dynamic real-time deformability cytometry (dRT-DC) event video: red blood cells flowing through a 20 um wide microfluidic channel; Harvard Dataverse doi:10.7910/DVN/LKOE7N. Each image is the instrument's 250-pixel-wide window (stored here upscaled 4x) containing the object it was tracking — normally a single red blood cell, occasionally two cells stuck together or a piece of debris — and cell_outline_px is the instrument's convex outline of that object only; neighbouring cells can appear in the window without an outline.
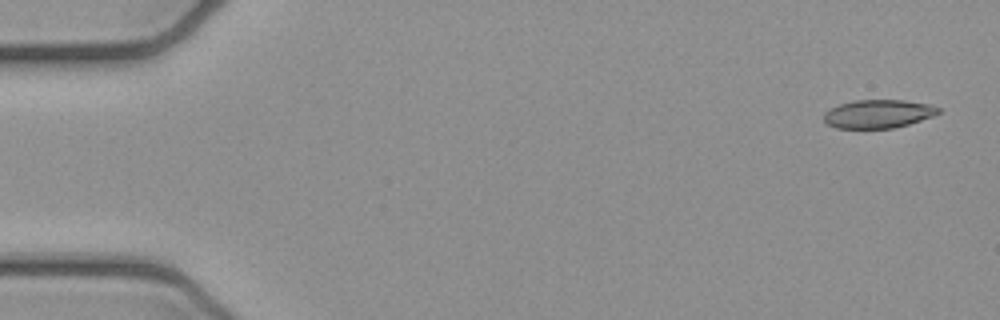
{"species": "common noctule bat (a hibernating species)", "species_latin": "Nyctalus noctula", "temperature_condition": "cold", "stored_images_in_passage": 4, "camera_frame_rate_fps": 3000, "um_per_image_px": 0.085, "animal": {"sex": "female", "body_mass_g": 21.9}, "frame": {"image": 1, "passage_image": 1, "time_ms": 0.0, "image_size_px": [1000, 320], "cell_outline_px": [[940, 112], [932, 116], [908, 124], [892, 128], [836, 128], [828, 124], [824, 120], [824, 112], [828, 108], [852, 100], [904, 100], [928, 104], [940, 108]], "centroid_in_image_um": [74.61, 9.67], "position_along_channel_um": 10.4, "area_um2": 18.9}}
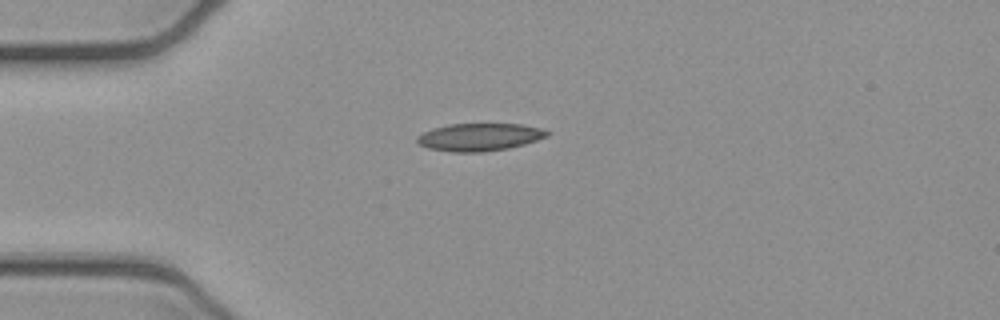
{"frame": {"image": 2, "passage_image": 4, "time_ms": 1.0, "image_size_px": [1000, 320], "cell_outline_px": [[548, 136], [524, 144], [508, 148], [480, 152], [452, 152], [428, 148], [416, 144], [416, 136], [424, 132], [448, 124], [524, 124], [540, 128], [548, 132]], "centroid_in_image_um": [40.72, 11.65], "position_along_channel_um": 44.3, "area_um2": 20.81}}